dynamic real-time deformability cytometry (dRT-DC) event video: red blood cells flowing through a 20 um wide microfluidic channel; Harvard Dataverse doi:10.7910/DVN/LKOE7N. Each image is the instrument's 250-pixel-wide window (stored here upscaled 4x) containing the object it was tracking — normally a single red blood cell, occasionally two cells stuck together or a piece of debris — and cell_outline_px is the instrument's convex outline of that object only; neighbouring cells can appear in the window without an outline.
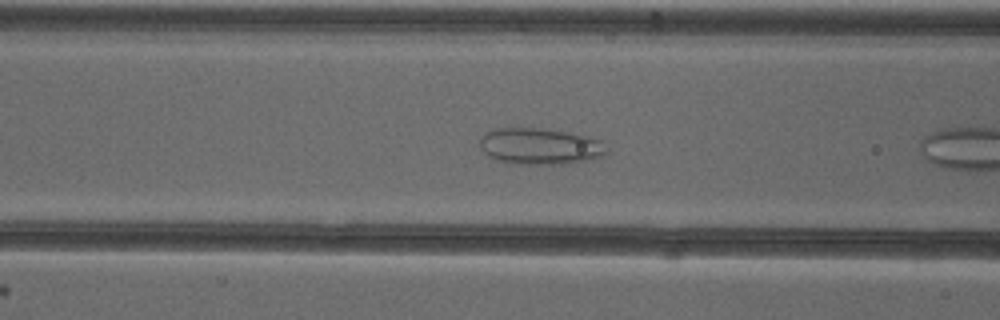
{"species": "common noctule bat (a hibernating species)", "species_latin": "Nyctalus noctula", "temperature_condition": "cold", "stored_images_in_passage": 6, "camera_frame_rate_fps": 3000, "um_per_image_px": 0.085, "animal": {"sex": "female"}, "frame": {"image": 1, "passage_image": 5, "time_ms": 1.333, "image_size_px": [1000, 320], "cell_outline_px": [[608, 152], [604, 156], [592, 160], [568, 164], [512, 164], [496, 160], [488, 156], [480, 148], [480, 136], [496, 128], [536, 128], [568, 132], [588, 136], [600, 140]], "centroid_in_image_um": [45.91, 12.45], "position_along_channel_um": 120.7, "area_um2": 27.17}}